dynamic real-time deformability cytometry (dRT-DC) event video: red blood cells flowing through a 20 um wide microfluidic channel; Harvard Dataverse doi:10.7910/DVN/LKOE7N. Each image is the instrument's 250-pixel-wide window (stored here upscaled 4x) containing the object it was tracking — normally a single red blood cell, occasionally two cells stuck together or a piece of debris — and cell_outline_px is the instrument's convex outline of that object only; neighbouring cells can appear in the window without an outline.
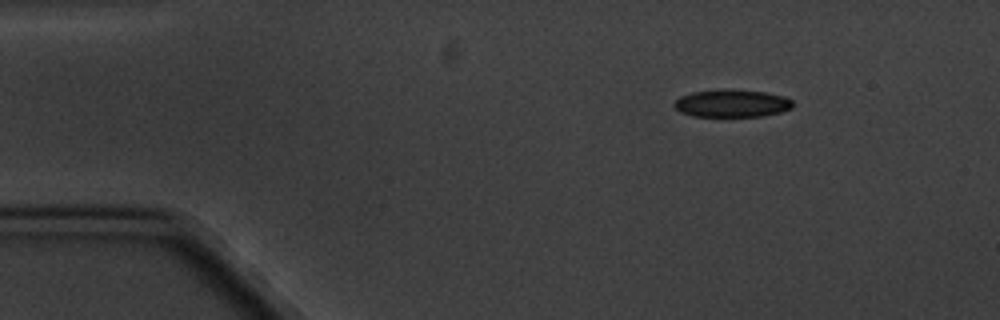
{"species": "common noctule bat (a hibernating species)", "species_latin": "Nyctalus noctula", "temperature_condition": "cold", "stored_images_in_passage": 5, "camera_frame_rate_fps": 3000, "um_per_image_px": 0.085, "animal": {"sex": "male", "body_mass_g": 20.1, "forearm_length_mm": 53.5}, "frame": {"image": 1, "passage_image": 1, "time_ms": 0.0, "image_size_px": [1000, 320], "cell_outline_px": [[792, 108], [780, 112], [764, 116], [692, 116], [680, 112], [672, 104], [680, 96], [692, 92], [764, 92], [784, 96], [792, 100]], "centroid_in_image_um": [62.21, 8.84], "position_along_channel_um": 22.8, "area_um2": 18.15}}
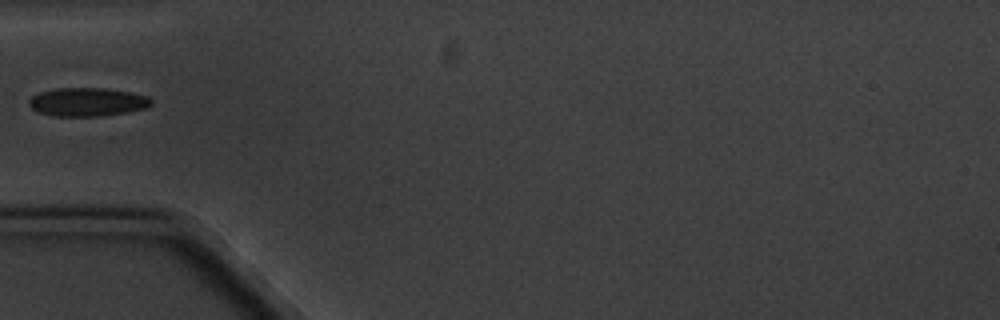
{"frame": {"image": 2, "passage_image": 4, "time_ms": 3.667, "image_size_px": [1000, 320], "cell_outline_px": [[152, 104], [148, 108], [128, 112], [100, 116], [52, 116], [40, 112], [32, 108], [28, 104], [28, 100], [32, 96], [40, 92], [56, 88], [104, 88], [132, 92], [144, 96], [152, 100]], "centroid_in_image_um": [7.43, 8.67], "position_along_channel_um": 77.6, "area_um2": 20.35}}